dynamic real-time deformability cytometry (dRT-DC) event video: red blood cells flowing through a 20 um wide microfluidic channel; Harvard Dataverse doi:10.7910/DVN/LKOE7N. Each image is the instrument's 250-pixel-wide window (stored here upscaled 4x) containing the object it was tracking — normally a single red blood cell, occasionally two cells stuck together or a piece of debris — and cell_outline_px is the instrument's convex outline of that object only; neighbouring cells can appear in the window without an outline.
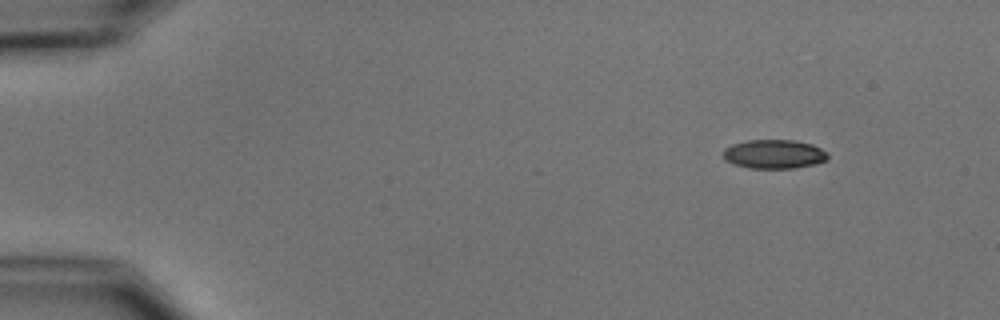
{"species": "common noctule bat (a hibernating species)", "species_latin": "Nyctalus noctula", "temperature_condition": "cold", "stored_images_in_passage": 4, "camera_frame_rate_fps": 3000, "um_per_image_px": 0.085, "animal": {"sex": "male", "body_mass_g": 15.6}, "frame": {"image": 1, "passage_image": 1, "time_ms": 0.0, "image_size_px": [1000, 320], "cell_outline_px": [[828, 160], [812, 164], [792, 168], [748, 168], [732, 164], [724, 160], [724, 148], [732, 144], [748, 140], [796, 140], [812, 144], [828, 152]], "centroid_in_image_um": [65.78, 13.09], "position_along_channel_um": 19.2, "area_um2": 17.74}}
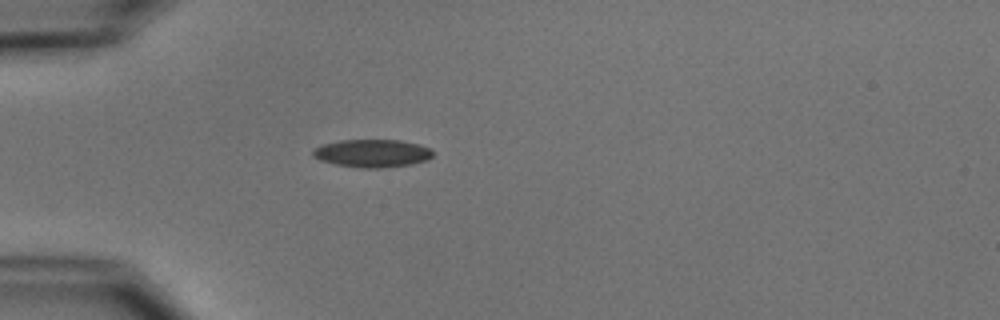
{"frame": {"image": 2, "passage_image": 4, "time_ms": 3.333, "image_size_px": [1000, 320], "cell_outline_px": [[432, 156], [428, 160], [412, 164], [384, 168], [360, 168], [336, 164], [320, 160], [312, 156], [312, 148], [320, 144], [340, 140], [400, 140], [420, 144], [432, 148]], "centroid_in_image_um": [31.63, 13.02], "position_along_channel_um": 53.4, "area_um2": 19.83}}